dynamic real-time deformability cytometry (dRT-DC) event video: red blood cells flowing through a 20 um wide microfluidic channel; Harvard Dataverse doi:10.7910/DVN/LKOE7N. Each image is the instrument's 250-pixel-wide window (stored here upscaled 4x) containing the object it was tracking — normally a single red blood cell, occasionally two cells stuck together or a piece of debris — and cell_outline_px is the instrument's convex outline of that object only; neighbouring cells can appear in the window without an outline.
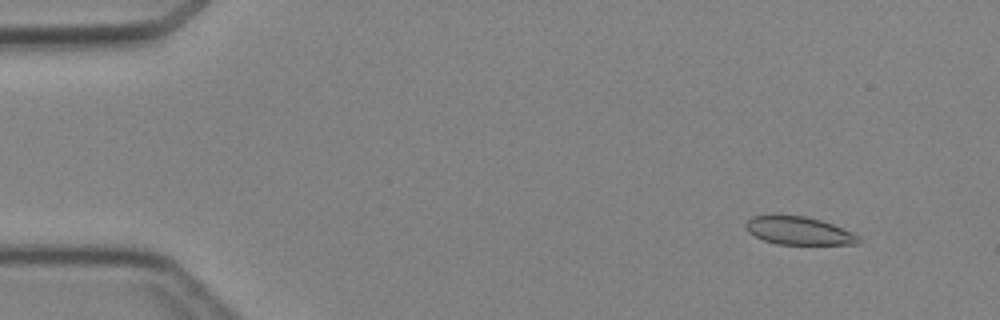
{"species": "Egyptian fruit bat (a non-hibernating species)", "species_latin": "Rousettus aegyptiacus", "temperature_condition": "cold", "stored_images_in_passage": 4, "camera_frame_rate_fps": 3000, "um_per_image_px": 0.085, "animal": {"sex": "female"}, "frame": {"image": 1, "passage_image": 2, "time_ms": 1.0, "image_size_px": [1000, 320], "cell_outline_px": [[860, 240], [856, 244], [776, 244], [764, 240], [748, 232], [744, 228], [744, 224], [752, 216], [804, 216], [820, 220], [832, 224], [852, 232]], "centroid_in_image_um": [67.85, 19.62], "position_along_channel_um": 17.2, "area_um2": 18.03}}
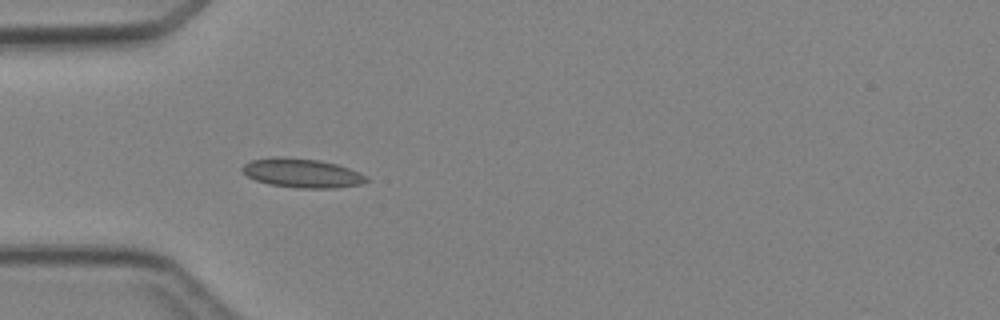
{"frame": {"image": 2, "passage_image": 4, "time_ms": 4.333, "image_size_px": [1000, 320], "cell_outline_px": [[368, 180], [360, 184], [336, 188], [300, 188], [268, 184], [256, 180], [248, 176], [240, 168], [244, 164], [252, 160], [276, 156], [284, 156], [320, 160], [336, 164], [348, 168], [368, 176]], "centroid_in_image_um": [25.66, 14.7], "position_along_channel_um": 59.3, "area_um2": 21.04}}